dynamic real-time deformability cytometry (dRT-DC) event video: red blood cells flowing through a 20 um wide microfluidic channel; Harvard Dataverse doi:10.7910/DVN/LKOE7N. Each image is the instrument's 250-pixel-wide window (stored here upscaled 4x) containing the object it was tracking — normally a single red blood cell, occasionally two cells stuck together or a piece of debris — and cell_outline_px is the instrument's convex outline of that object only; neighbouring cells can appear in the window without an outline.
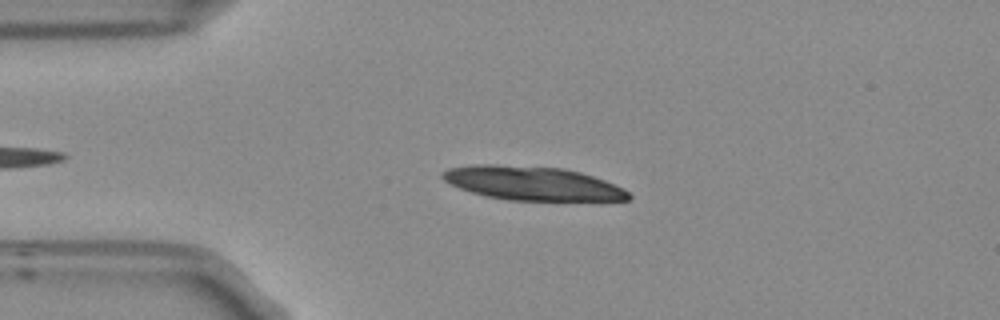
{"species": "Egyptian fruit bat (a non-hibernating species)", "species_latin": "Rousettus aegyptiacus", "temperature_condition": "room temperature", "stored_images_in_passage": 48, "camera_frame_rate_fps": 3000, "um_per_image_px": 0.085, "frame": {"image": 1, "passage_image": 11, "time_ms": 3.333, "image_size_px": [1000, 320], "cell_outline_px": [[632, 196], [628, 200], [600, 204], [508, 200], [484, 196], [460, 188], [444, 180], [440, 176], [448, 168], [476, 164], [492, 164], [560, 168], [580, 172], [604, 180], [624, 188]], "centroid_in_image_um": [45.42, 15.65], "position_along_channel_um": 39.6, "area_um2": 38.09}}